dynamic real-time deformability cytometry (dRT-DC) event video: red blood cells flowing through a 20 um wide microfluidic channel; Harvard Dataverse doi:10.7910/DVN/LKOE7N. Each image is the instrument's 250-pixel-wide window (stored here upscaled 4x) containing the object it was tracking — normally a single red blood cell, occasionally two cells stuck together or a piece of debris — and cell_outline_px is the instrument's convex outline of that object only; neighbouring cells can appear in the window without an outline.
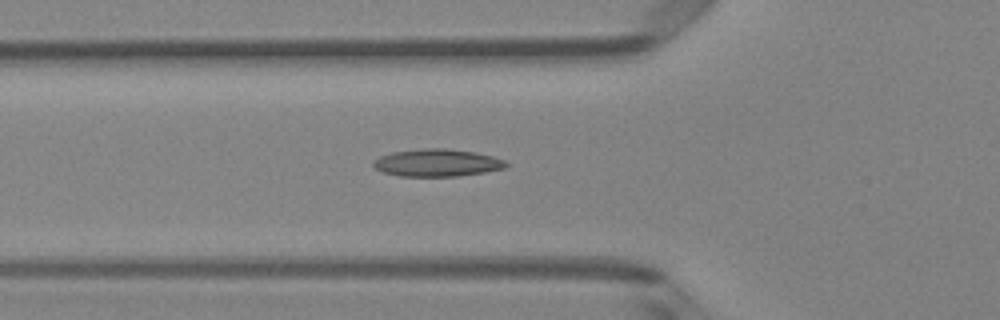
{"species": "Egyptian fruit bat (a non-hibernating species)", "species_latin": "Rousettus aegyptiacus", "temperature_condition": "room temperature", "stored_images_in_passage": 32, "camera_frame_rate_fps": 3000, "um_per_image_px": 0.085, "animal": {"sex": "female"}, "frame": {"image": 1, "passage_image": 2, "time_ms": 0.333, "image_size_px": [1000, 320], "cell_outline_px": [[508, 164], [504, 168], [484, 172], [456, 176], [400, 176], [384, 172], [376, 168], [372, 164], [380, 156], [392, 152], [428, 148], [444, 148], [472, 152], [492, 156], [504, 160]], "centroid_in_image_um": [37.15, 13.84], "position_along_channel_um": 88.6, "area_um2": 20.81}}
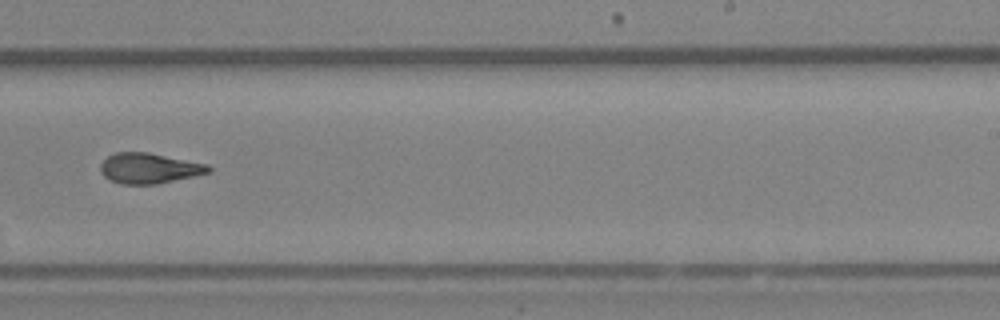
{"frame": {"image": 2, "passage_image": 16, "time_ms": 5.0, "image_size_px": [1000, 320], "cell_outline_px": [[212, 168], [208, 172], [192, 176], [156, 184], [120, 184], [108, 180], [100, 172], [100, 164], [108, 156], [116, 152], [148, 152], [208, 164]], "centroid_in_image_um": [12.63, 14.3], "position_along_channel_um": 276.4, "area_um2": 19.07}}
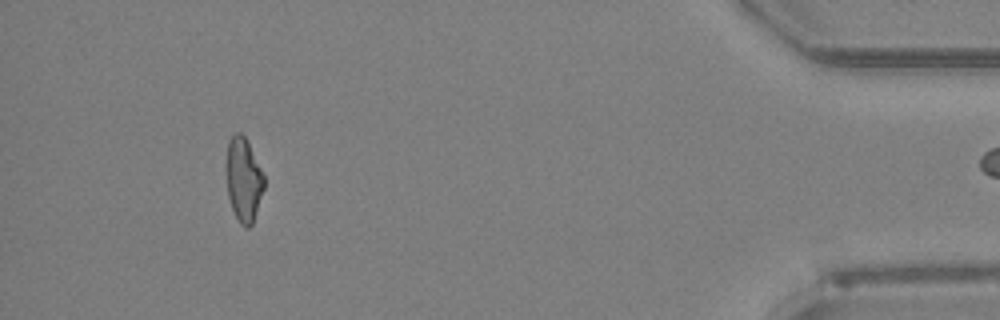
{"frame": {"image": 3, "passage_image": 31, "time_ms": 10.0, "image_size_px": [1000, 320], "cell_outline_px": [[264, 188], [252, 224], [248, 228], [244, 228], [240, 224], [232, 208], [228, 196], [224, 164], [228, 140], [236, 132], [240, 132], [244, 136], [264, 176]], "centroid_in_image_um": [20.66, 15.26], "position_along_channel_um": 414.5, "area_um2": 18.55}}